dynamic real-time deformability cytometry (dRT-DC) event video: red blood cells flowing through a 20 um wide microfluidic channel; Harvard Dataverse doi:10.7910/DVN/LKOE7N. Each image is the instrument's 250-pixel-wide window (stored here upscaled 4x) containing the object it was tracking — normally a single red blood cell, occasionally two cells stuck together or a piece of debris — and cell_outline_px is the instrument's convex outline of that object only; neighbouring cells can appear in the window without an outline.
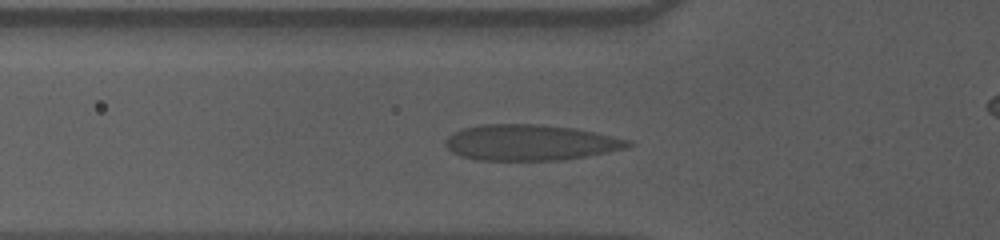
{"species": "human", "species_latin": "Homo sapiens", "temperature_condition": "cold", "stored_images_in_passage": 45, "camera_frame_rate_fps": 3000, "um_per_image_px": 0.085, "donor": {"sex": "male"}, "frame": {"image": 1, "passage_image": 14, "time_ms": 4.333, "image_size_px": [1000, 240], "cell_outline_px": [[636, 144], [628, 148], [588, 156], [564, 160], [480, 160], [460, 156], [452, 152], [444, 144], [444, 140], [448, 136], [464, 128], [480, 124], [540, 124], [576, 128], [596, 132], [632, 140]], "centroid_in_image_um": [45.14, 12.11], "position_along_channel_um": 80.7, "area_um2": 38.55}}
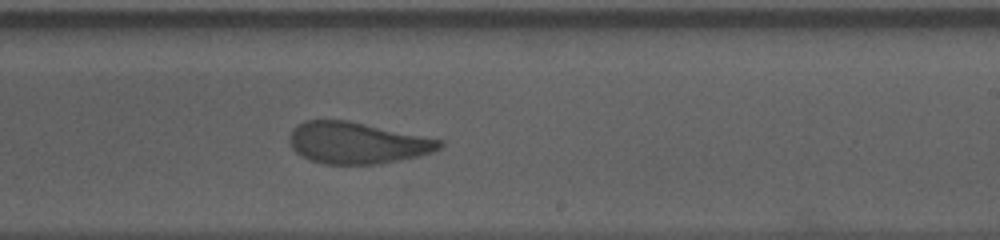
{"frame": {"image": 2, "passage_image": 29, "time_ms": 9.333, "image_size_px": [1000, 240], "cell_outline_px": [[444, 144], [440, 148], [432, 152], [420, 156], [380, 164], [324, 164], [308, 160], [296, 152], [292, 148], [288, 140], [288, 136], [292, 128], [296, 124], [304, 120], [348, 120], [444, 140]], "centroid_in_image_um": [30.33, 12.14], "position_along_channel_um": 258.7, "area_um2": 36.76}}
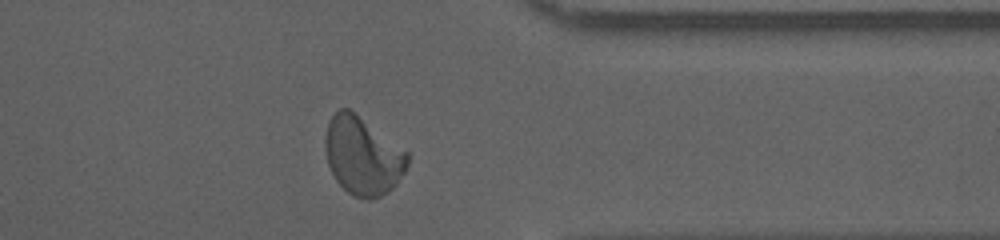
{"frame": {"image": 3, "passage_image": 40, "time_ms": 13.0, "image_size_px": [1000, 240], "cell_outline_px": [[412, 156], [404, 172], [396, 184], [388, 192], [372, 200], [368, 200], [352, 196], [336, 180], [328, 164], [324, 148], [324, 140], [328, 120], [340, 108], [348, 108], [408, 152]], "centroid_in_image_um": [30.83, 13.27], "position_along_channel_um": 380.6, "area_um2": 37.45}, "authors_computed_cell_mechanics": {"area_um2": 36.7608, "velocity_mm_per_s": 3.5574, "shape_relaxation_time_tau1_ms": 6.7666, "shape_relaxation_time_tau2_ms": 0.9873, "deformation_change_tau1": 0.1781, "deformation_change_tau2": 0.0593}}